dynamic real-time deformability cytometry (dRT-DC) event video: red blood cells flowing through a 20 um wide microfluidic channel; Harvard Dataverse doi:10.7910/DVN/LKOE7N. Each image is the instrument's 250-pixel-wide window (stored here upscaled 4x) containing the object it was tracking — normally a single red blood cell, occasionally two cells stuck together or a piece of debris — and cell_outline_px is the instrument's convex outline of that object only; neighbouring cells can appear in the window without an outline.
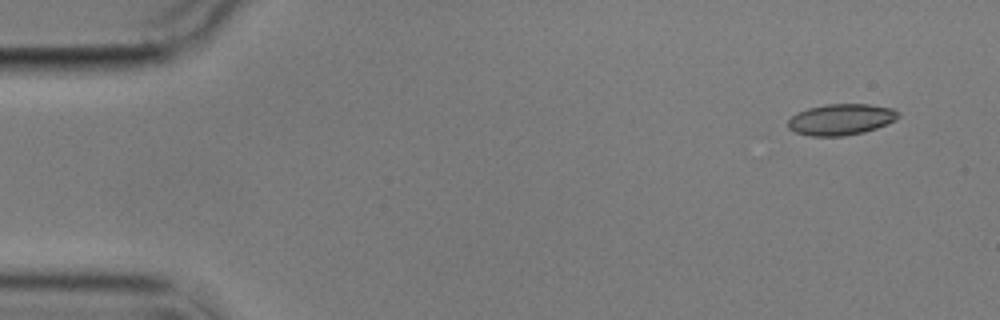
{"species": "common noctule bat (a hibernating species)", "species_latin": "Nyctalus noctula", "temperature_condition": "cold", "stored_images_in_passage": 4, "camera_frame_rate_fps": 3000, "um_per_image_px": 0.085, "animal": {"sex": "male", "body_mass_g": 17.9}, "frame": {"image": 1, "passage_image": 1, "time_ms": 0.0, "image_size_px": [1000, 320], "cell_outline_px": [[900, 116], [896, 120], [876, 128], [864, 132], [844, 136], [808, 136], [796, 132], [788, 128], [788, 120], [796, 112], [808, 108], [824, 104], [868, 104], [892, 108], [900, 112]], "centroid_in_image_um": [71.48, 10.15], "position_along_channel_um": 13.5, "area_um2": 20.17}}
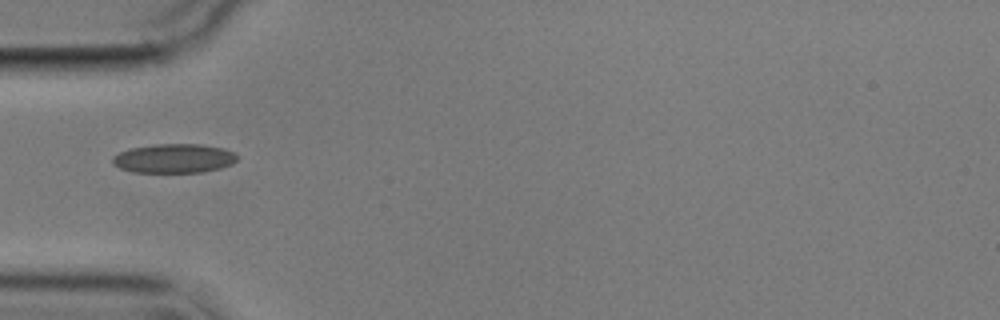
{"frame": {"image": 2, "passage_image": 4, "time_ms": 4.667, "image_size_px": [1000, 320], "cell_outline_px": [[236, 160], [232, 164], [220, 168], [200, 172], [132, 172], [120, 168], [112, 164], [112, 156], [120, 152], [132, 148], [156, 144], [200, 144], [224, 148], [232, 152], [236, 156]], "centroid_in_image_um": [14.76, 13.46], "position_along_channel_um": 70.2, "area_um2": 21.04}}